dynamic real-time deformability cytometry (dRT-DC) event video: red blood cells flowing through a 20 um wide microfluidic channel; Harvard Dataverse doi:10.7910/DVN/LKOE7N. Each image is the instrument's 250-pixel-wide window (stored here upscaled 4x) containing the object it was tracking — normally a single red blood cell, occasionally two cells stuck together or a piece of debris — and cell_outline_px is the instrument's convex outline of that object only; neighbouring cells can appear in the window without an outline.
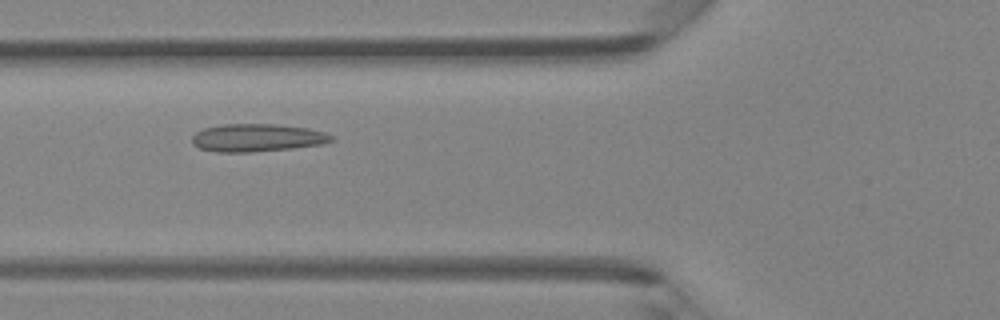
{"species": "Egyptian fruit bat (a non-hibernating species)", "species_latin": "Rousettus aegyptiacus", "temperature_condition": "room temperature", "stored_images_in_passage": 45, "camera_frame_rate_fps": 3000, "um_per_image_px": 0.085, "animal": {"sex": "female"}, "frame": {"image": 1, "passage_image": 16, "time_ms": 5.0, "image_size_px": [1000, 320], "cell_outline_px": [[332, 140], [324, 144], [292, 148], [252, 152], [216, 152], [200, 148], [192, 144], [192, 136], [196, 132], [204, 128], [224, 124], [276, 124], [308, 128], [324, 132], [332, 136]], "centroid_in_image_um": [21.84, 11.71], "position_along_channel_um": 104.0, "area_um2": 22.54}}
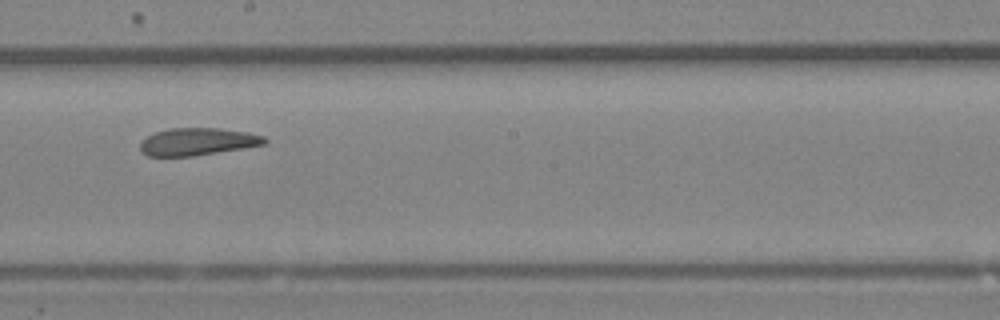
{"frame": {"image": 2, "passage_image": 25, "time_ms": 8.0, "image_size_px": [1000, 320], "cell_outline_px": [[268, 140], [264, 144], [244, 148], [192, 156], [148, 156], [140, 148], [140, 144], [148, 136], [156, 132], [168, 128], [220, 128], [248, 132], [264, 136]], "centroid_in_image_um": [16.83, 12.03], "position_along_channel_um": 231.4, "area_um2": 19.71}}
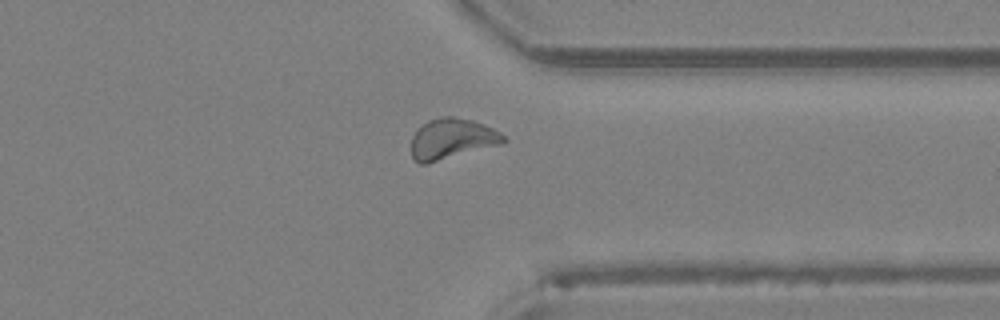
{"frame": {"image": 3, "passage_image": 35, "time_ms": 11.333, "image_size_px": [1000, 320], "cell_outline_px": [[508, 140], [504, 144], [428, 164], [420, 164], [412, 156], [412, 136], [416, 128], [420, 124], [428, 120], [440, 116], [452, 116], [472, 120], [484, 124], [500, 132]], "centroid_in_image_um": [38.42, 11.8], "position_along_channel_um": 373.0, "area_um2": 22.31}, "authors_computed_cell_mechanics": {"area_um2": 21.5594, "velocity_mm_per_s": 4.2774, "shape_relaxation_time_tau1_ms": null, "shape_relaxation_time_tau2_ms": 2.1004, "deformation_change_tau1": null, "deformation_change_tau2": 0.0979}}